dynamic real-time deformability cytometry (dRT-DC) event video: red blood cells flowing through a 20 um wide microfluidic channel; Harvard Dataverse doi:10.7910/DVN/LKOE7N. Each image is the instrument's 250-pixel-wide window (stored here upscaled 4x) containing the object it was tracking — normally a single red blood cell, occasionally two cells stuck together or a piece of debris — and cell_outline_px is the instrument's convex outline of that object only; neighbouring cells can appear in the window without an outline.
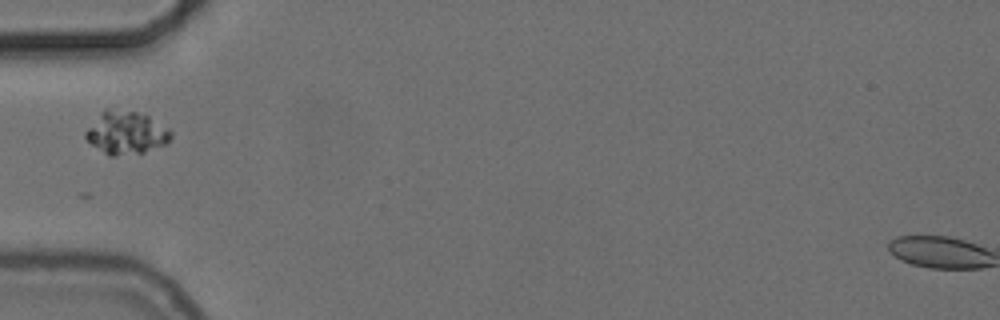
{"species": "common noctule bat (a hibernating species)", "species_latin": "Nyctalus noctula", "temperature_condition": "cold", "stored_images_in_passage": 14, "camera_frame_rate_fps": 3000, "um_per_image_px": 0.085, "animal": {"sex": "female", "body_mass_g": 24.6, "forearm_length_mm": 56.2}, "frame": {"image": 1, "passage_image": 1, "time_ms": 0.0, "image_size_px": [1000, 320], "cell_outline_px": [[172, 136], [168, 144], [144, 152], [112, 156], [108, 156], [92, 144], [84, 136], [84, 132], [100, 112], [104, 108], [144, 112], [168, 128], [172, 132]], "centroid_in_image_um": [10.75, 11.26], "position_along_channel_um": 74.3, "area_um2": 21.62}}